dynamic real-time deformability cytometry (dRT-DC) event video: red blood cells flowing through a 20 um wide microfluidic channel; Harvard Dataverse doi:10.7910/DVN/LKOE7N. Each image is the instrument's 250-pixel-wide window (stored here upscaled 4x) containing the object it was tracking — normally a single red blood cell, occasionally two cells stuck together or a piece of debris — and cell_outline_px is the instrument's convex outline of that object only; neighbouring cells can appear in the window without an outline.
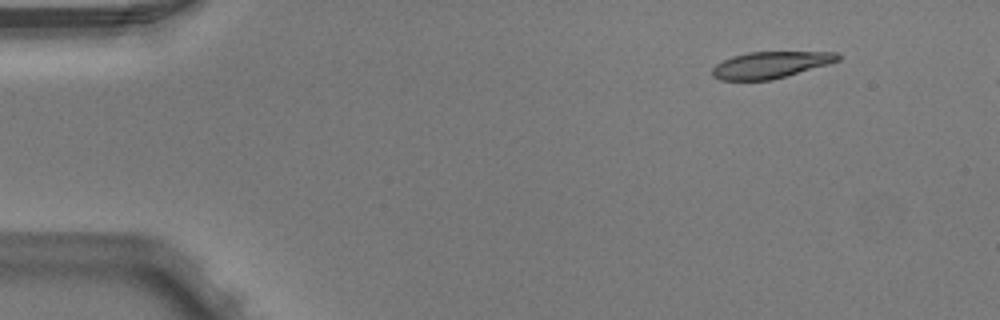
{"species": "Egyptian fruit bat (a non-hibernating species)", "species_latin": "Rousettus aegyptiacus", "temperature_condition": "warm", "stored_images_in_passage": 5, "segment_of_instrument_passage": [2, 2], "camera_frame_rate_fps": 3000, "um_per_image_px": 0.085, "animal": {"sex": "male"}, "frame": {"image": 1, "passage_image": 5, "time_ms": 1.333, "image_size_px": [1000, 320], "cell_outline_px": [[840, 60], [828, 64], [772, 80], [720, 80], [712, 76], [712, 68], [716, 64], [732, 56], [748, 52], [836, 52], [840, 56]], "centroid_in_image_um": [65.47, 5.51], "position_along_channel_um": 19.5, "area_um2": 19.36}}